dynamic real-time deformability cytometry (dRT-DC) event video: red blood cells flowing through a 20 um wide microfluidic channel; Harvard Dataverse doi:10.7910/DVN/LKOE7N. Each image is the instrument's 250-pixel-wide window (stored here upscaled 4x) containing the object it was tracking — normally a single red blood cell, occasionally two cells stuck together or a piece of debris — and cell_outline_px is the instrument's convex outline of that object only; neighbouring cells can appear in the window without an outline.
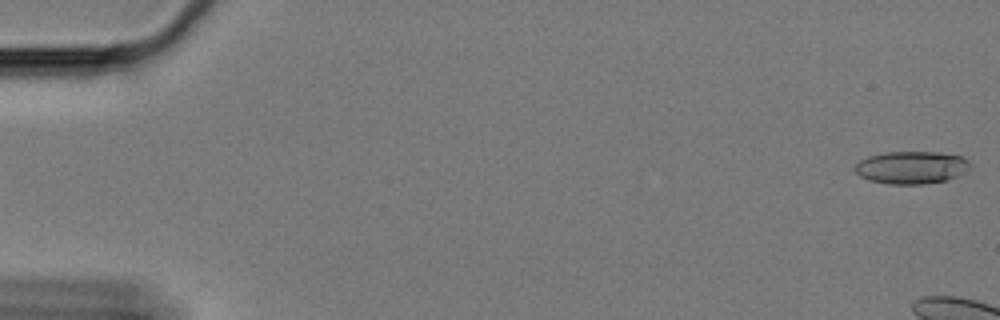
{"species": "Egyptian fruit bat (a non-hibernating species)", "species_latin": "Rousettus aegyptiacus", "temperature_condition": "cold", "stored_images_in_passage": 9, "camera_frame_rate_fps": 3000, "um_per_image_px": 0.085, "animal": {"sex": "female"}, "frame": {"image": 1, "passage_image": 1, "time_ms": 0.0, "image_size_px": [1000, 320], "cell_outline_px": [[968, 172], [948, 180], [924, 184], [888, 184], [868, 180], [860, 176], [852, 168], [860, 160], [868, 156], [884, 152], [936, 152], [964, 156], [968, 160]], "centroid_in_image_um": [77.47, 14.24], "position_along_channel_um": 7.5, "area_um2": 22.14}}